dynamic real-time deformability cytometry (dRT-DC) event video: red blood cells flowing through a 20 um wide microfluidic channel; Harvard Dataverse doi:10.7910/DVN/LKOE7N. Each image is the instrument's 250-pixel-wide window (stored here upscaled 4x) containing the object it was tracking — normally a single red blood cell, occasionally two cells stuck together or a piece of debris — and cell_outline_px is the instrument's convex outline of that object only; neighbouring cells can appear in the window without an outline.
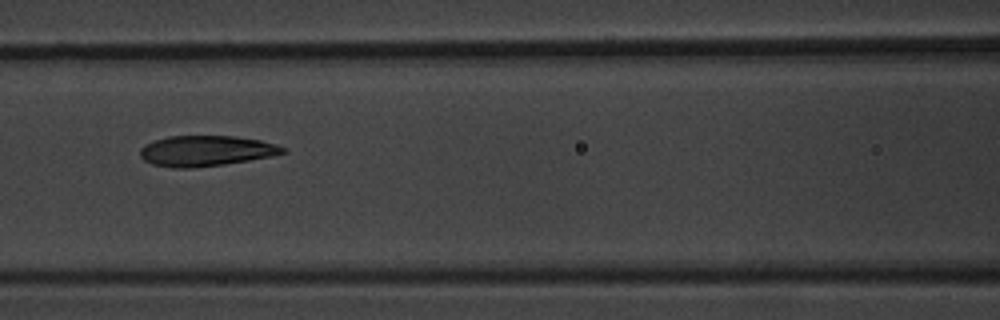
{"species": "common noctule bat (a hibernating species)", "species_latin": "Nyctalus noctula", "temperature_condition": "warm", "stored_images_in_passage": 10, "camera_frame_rate_fps": 3000, "um_per_image_px": 0.085, "animal": {"sex": "male", "body_mass_g": 20.1, "forearm_length_mm": 53.5}, "frame": {"image": 1, "passage_image": 7, "time_ms": 7.0, "image_size_px": [1000, 320], "cell_outline_px": [[288, 152], [272, 156], [224, 164], [188, 168], [172, 168], [152, 164], [144, 160], [140, 156], [140, 148], [144, 144], [152, 140], [168, 136], [236, 136], [260, 140], [276, 144], [284, 148]], "centroid_in_image_um": [17.48, 12.82], "position_along_channel_um": 149.1, "area_um2": 25.49}}
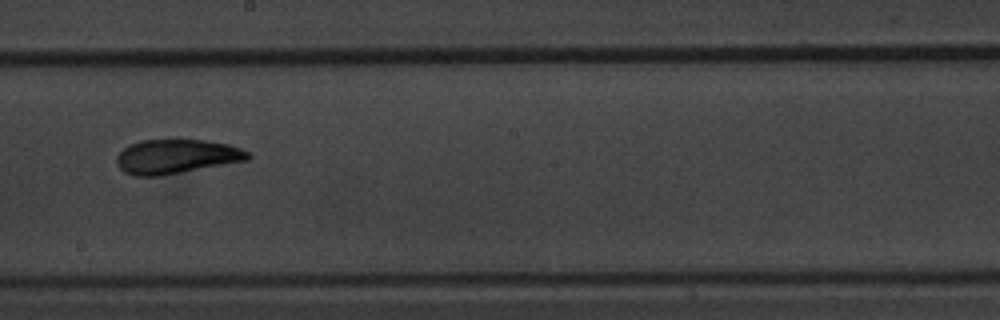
{"frame": {"image": 2, "passage_image": 9, "time_ms": 9.333, "image_size_px": [1000, 320], "cell_outline_px": [[252, 156], [248, 160], [160, 176], [132, 176], [124, 172], [116, 164], [116, 156], [128, 144], [144, 140], [176, 136], [204, 140], [228, 144], [240, 148], [248, 152]], "centroid_in_image_um": [14.96, 13.26], "position_along_channel_um": 233.2, "area_um2": 27.11}}
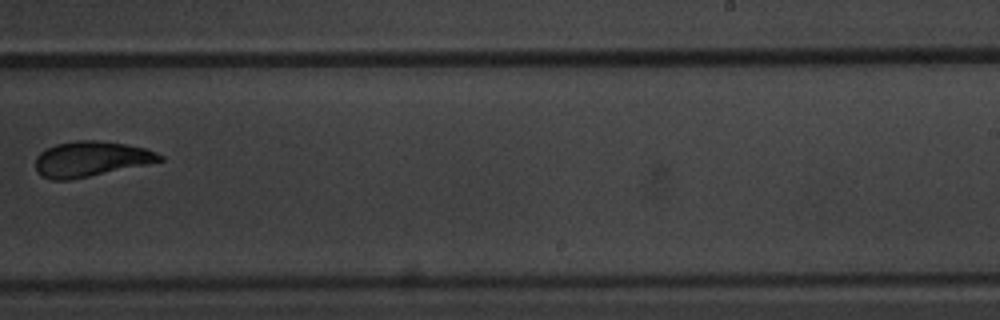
{"frame": {"image": 3, "passage_image": 10, "time_ms": 10.667, "image_size_px": [1000, 320], "cell_outline_px": [[164, 160], [88, 176], [68, 180], [52, 180], [40, 176], [36, 172], [36, 156], [40, 152], [56, 144], [76, 140], [96, 140], [124, 144], [144, 148], [156, 152], [164, 156]], "centroid_in_image_um": [7.67, 13.51], "position_along_channel_um": 281.3, "area_um2": 25.2}}